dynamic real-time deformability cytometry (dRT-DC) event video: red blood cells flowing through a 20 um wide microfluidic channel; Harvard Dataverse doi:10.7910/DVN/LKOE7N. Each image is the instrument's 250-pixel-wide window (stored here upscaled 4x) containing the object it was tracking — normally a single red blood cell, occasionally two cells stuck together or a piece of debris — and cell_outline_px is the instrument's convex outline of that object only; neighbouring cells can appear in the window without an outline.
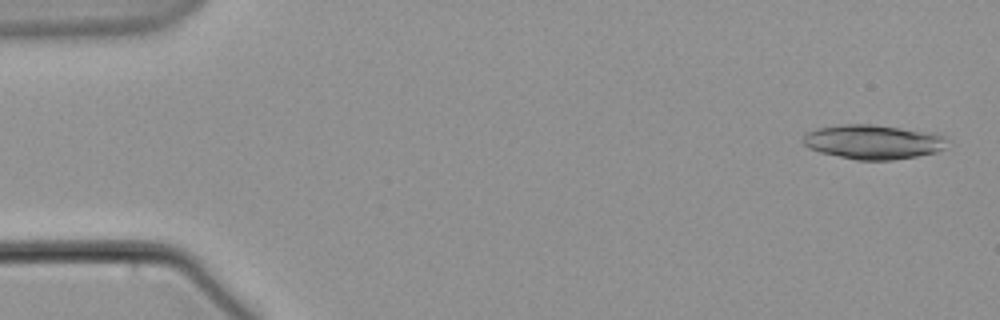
{"species": "common noctule bat (a hibernating species)", "species_latin": "Nyctalus noctula", "temperature_condition": "warm", "stored_images_in_passage": 6, "camera_frame_rate_fps": 3000, "um_per_image_px": 0.085, "animal": {"sex": "male", "body_mass_g": 21.5, "forearm_length_mm": 52.0}, "frame": {"image": 1, "passage_image": 1, "time_ms": 0.0, "image_size_px": [1000, 320], "cell_outline_px": [[952, 140], [944, 148], [936, 152], [916, 156], [892, 160], [856, 160], [820, 152], [808, 148], [804, 144], [804, 132], [816, 128], [840, 124], [872, 124], [932, 132], [948, 136]], "centroid_in_image_um": [74.26, 12.05], "position_along_channel_um": 10.7, "area_um2": 29.3}}